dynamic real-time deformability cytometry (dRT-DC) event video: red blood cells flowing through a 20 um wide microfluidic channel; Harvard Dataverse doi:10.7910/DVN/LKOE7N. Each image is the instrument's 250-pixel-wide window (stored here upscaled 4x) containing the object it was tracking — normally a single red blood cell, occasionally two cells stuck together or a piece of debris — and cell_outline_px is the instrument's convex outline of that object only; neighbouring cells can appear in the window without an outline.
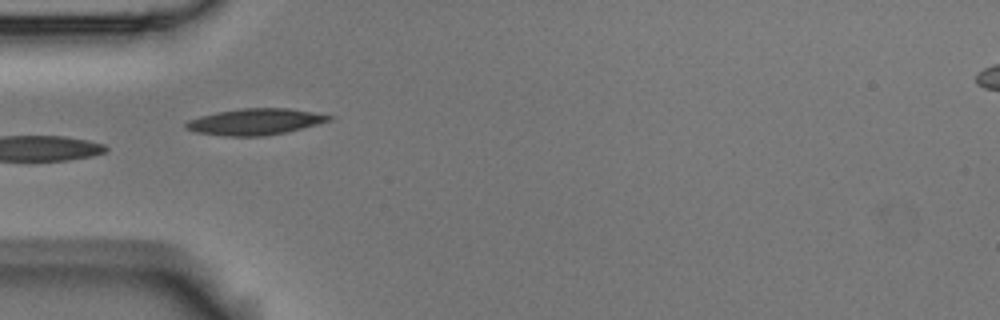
{"species": "Egyptian fruit bat (a non-hibernating species)", "species_latin": "Rousettus aegyptiacus", "temperature_condition": "room temperature", "stored_images_in_passage": 9, "camera_frame_rate_fps": 3000, "um_per_image_px": 0.085, "animal": {"sex": "male"}, "frame": {"image": 1, "passage_image": 6, "time_ms": 1.667, "image_size_px": [1000, 320], "cell_outline_px": [[336, 116], [332, 120], [284, 132], [264, 136], [224, 136], [196, 132], [184, 128], [184, 124], [188, 120], [200, 116], [216, 112], [240, 108], [288, 108]], "centroid_in_image_um": [21.66, 10.34], "position_along_channel_um": 63.3, "area_um2": 21.85}}
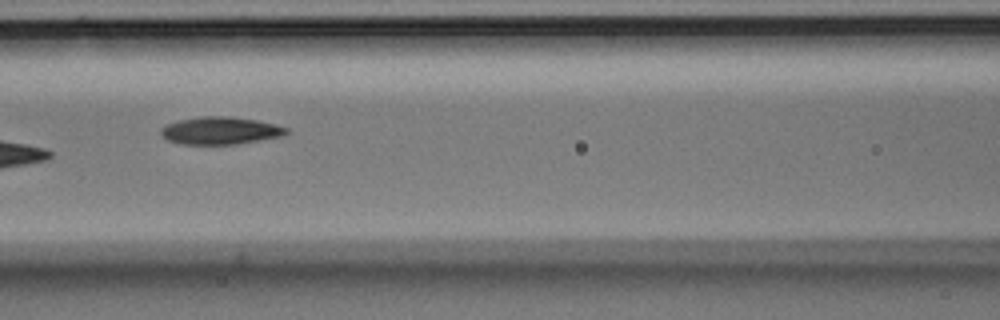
{"frame": {"image": 2, "passage_image": 8, "time_ms": 2.333, "image_size_px": [1000, 320], "cell_outline_px": [[288, 132], [284, 136], [240, 144], [180, 144], [168, 140], [160, 136], [160, 128], [164, 124], [180, 120], [204, 116], [228, 116], [256, 120], [276, 124], [288, 128]], "centroid_in_image_um": [18.72, 11.11], "position_along_channel_um": 147.9, "area_um2": 20.35}}
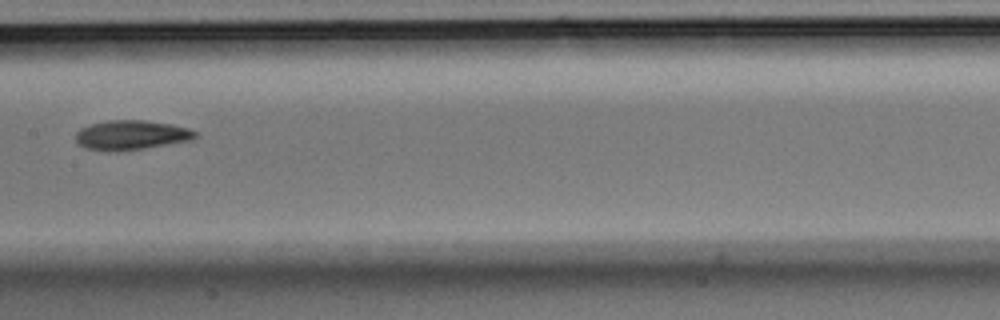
{"frame": {"image": 3, "passage_image": 9, "time_ms": 2.667, "image_size_px": [1000, 320], "cell_outline_px": [[200, 136], [192, 140], [120, 152], [108, 152], [84, 148], [76, 140], [76, 132], [80, 128], [92, 124], [108, 120], [144, 120], [172, 124], [188, 128], [196, 132]], "centroid_in_image_um": [11.16, 11.49], "position_along_channel_um": 196.2, "area_um2": 20.81}}